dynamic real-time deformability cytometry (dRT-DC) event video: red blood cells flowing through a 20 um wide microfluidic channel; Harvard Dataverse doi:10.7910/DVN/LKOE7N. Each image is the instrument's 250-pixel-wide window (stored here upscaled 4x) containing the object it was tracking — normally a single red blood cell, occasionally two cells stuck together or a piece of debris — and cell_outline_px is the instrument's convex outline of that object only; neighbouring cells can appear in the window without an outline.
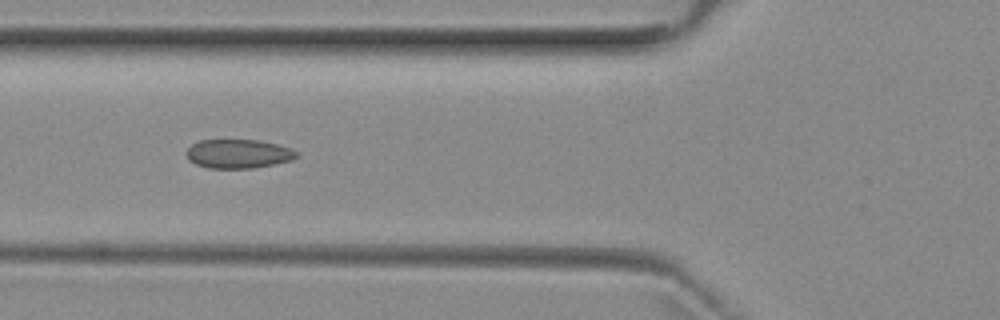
{"species": "common noctule bat (a hibernating species)", "species_latin": "Nyctalus noctula", "temperature_condition": "room temperature", "stored_images_in_passage": 5, "camera_frame_rate_fps": 3000, "um_per_image_px": 0.085, "animal": {"sex": "female", "body_mass_g": 29.2, "forearm_length_mm": 56.3}, "frame": {"image": 1, "passage_image": 5, "time_ms": 4.333, "image_size_px": [1000, 320], "cell_outline_px": [[296, 156], [292, 160], [252, 168], [208, 168], [196, 164], [188, 160], [184, 152], [192, 144], [200, 140], [260, 140], [292, 148], [296, 152]], "centroid_in_image_um": [20.21, 13.07], "position_along_channel_um": 105.6, "area_um2": 18.55}}